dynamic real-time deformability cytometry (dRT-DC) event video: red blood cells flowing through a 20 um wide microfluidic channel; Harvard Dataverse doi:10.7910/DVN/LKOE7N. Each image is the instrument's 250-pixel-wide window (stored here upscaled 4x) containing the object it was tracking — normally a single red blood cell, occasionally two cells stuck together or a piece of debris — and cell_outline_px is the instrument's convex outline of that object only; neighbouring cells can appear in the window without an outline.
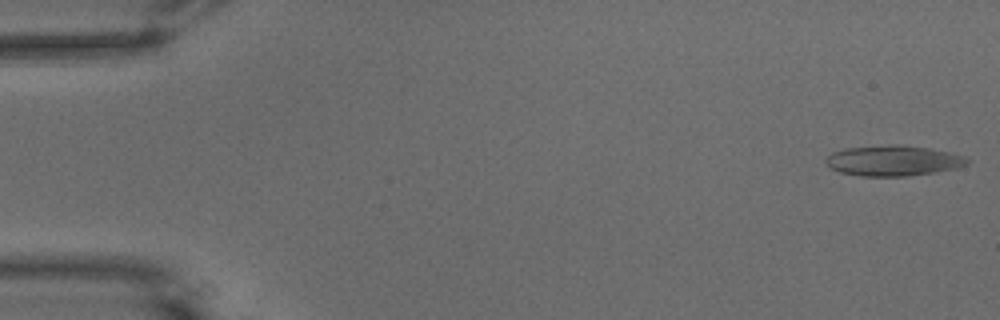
{"species": "common noctule bat (a hibernating species)", "species_latin": "Nyctalus noctula", "temperature_condition": "warm", "stored_images_in_passage": 55, "camera_frame_rate_fps": 3000, "um_per_image_px": 0.085, "animal": {"sex": "male", "body_mass_g": 15.6}, "frame": {"image": 1, "passage_image": 1, "time_ms": 0.0, "image_size_px": [1000, 320], "cell_outline_px": [[968, 164], [956, 168], [936, 172], [908, 176], [860, 176], [840, 172], [832, 168], [824, 160], [832, 152], [844, 148], [892, 144], [932, 148], [964, 156], [968, 160]], "centroid_in_image_um": [75.92, 13.65], "position_along_channel_um": 9.1, "area_um2": 25.09}}
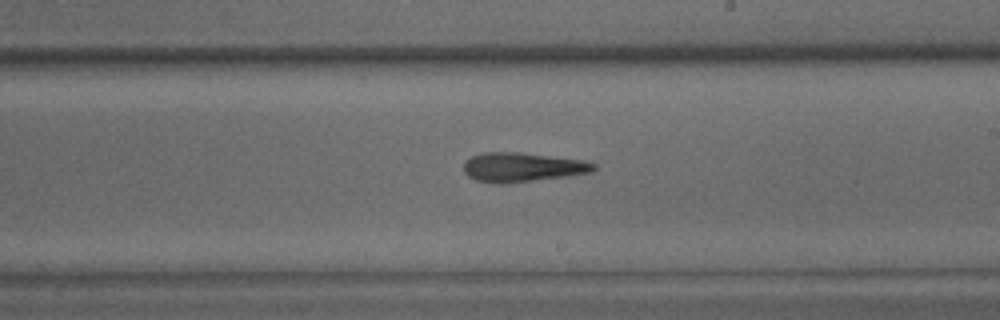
{"frame": {"image": 2, "passage_image": 32, "time_ms": 10.333, "image_size_px": [1000, 320], "cell_outline_px": [[596, 168], [592, 172], [568, 176], [532, 180], [476, 180], [468, 176], [464, 172], [464, 160], [472, 156], [484, 152], [520, 152], [580, 160], [596, 164]], "centroid_in_image_um": [44.42, 14.16], "position_along_channel_um": 244.6, "area_um2": 21.15}}
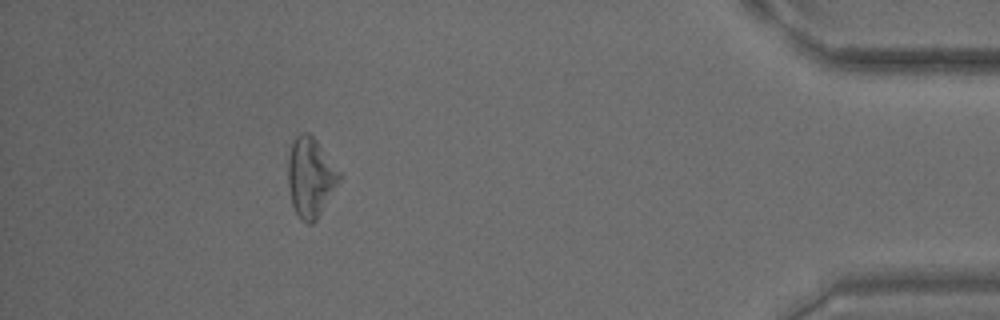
{"frame": {"image": 3, "passage_image": 50, "time_ms": 16.333, "image_size_px": [1000, 320], "cell_outline_px": [[340, 180], [316, 220], [312, 224], [308, 224], [300, 220], [292, 204], [288, 184], [288, 156], [292, 144], [296, 136], [300, 132], [308, 132], [316, 140], [340, 172]], "centroid_in_image_um": [26.37, 15.07], "position_along_channel_um": 408.8, "area_um2": 23.47}, "authors_computed_cell_mechanics": {"area_um2": 22.8888, "velocity_mm_per_s": 3.6115, "shape_relaxation_time_tau1_ms": 11.2037, "shape_relaxation_time_tau2_ms": null, "deformation_change_tau1": 0.2583, "deformation_change_tau2": null}}